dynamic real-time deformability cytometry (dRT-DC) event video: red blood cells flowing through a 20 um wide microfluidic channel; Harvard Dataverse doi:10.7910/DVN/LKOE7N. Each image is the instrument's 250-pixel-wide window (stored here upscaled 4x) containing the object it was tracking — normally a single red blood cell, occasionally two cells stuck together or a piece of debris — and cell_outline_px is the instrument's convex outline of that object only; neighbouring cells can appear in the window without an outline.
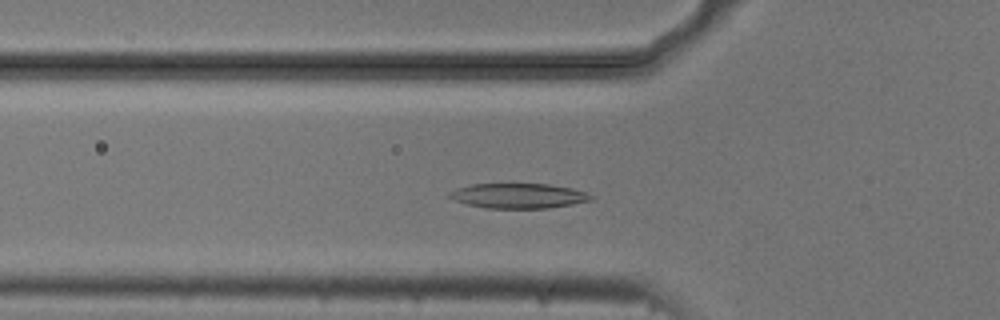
{"species": "common noctule bat (a hibernating species)", "species_latin": "Nyctalus noctula", "temperature_condition": "cold", "stored_images_in_passage": 39, "camera_frame_rate_fps": 3000, "um_per_image_px": 0.085, "animal": {"sex": "male", "body_mass_g": 20.5, "forearm_length_mm": 52.5}, "frame": {"image": 1, "passage_image": 3, "time_ms": 0.667, "image_size_px": [1000, 320], "cell_outline_px": [[596, 196], [592, 200], [572, 204], [548, 208], [488, 208], [468, 204], [456, 200], [448, 196], [448, 192], [456, 188], [472, 184], [548, 184], [572, 188]], "centroid_in_image_um": [44.09, 16.64], "position_along_channel_um": 81.7, "area_um2": 20.46}}
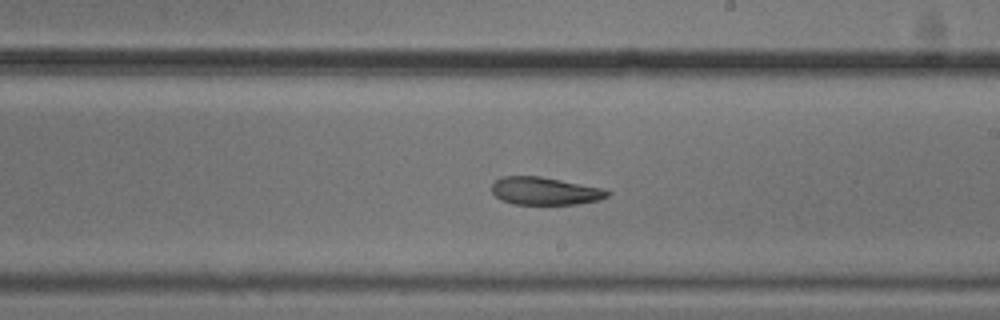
{"frame": {"image": 2, "passage_image": 16, "time_ms": 5.0, "image_size_px": [1000, 320], "cell_outline_px": [[612, 192], [608, 196], [600, 200], [576, 204], [512, 204], [500, 200], [492, 192], [492, 184], [500, 176], [540, 176], [608, 188]], "centroid_in_image_um": [46.37, 16.23], "position_along_channel_um": 242.6, "area_um2": 19.07}}
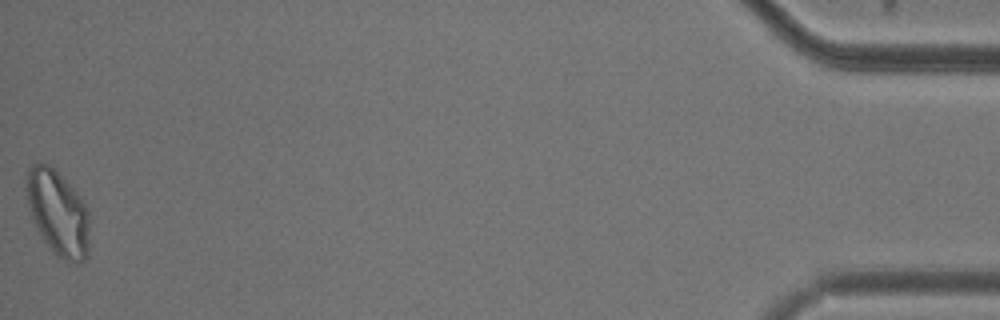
{"frame": {"image": 3, "passage_image": 39, "time_ms": 12.667, "image_size_px": [1000, 320], "cell_outline_px": [[88, 256], [80, 264], [68, 264], [56, 256], [40, 236], [32, 220], [24, 188], [28, 168], [32, 164], [40, 160], [48, 164], [76, 192], [84, 204], [88, 212]], "centroid_in_image_um": [4.88, 18.13], "position_along_channel_um": 430.3, "area_um2": 31.73}, "authors_computed_cell_mechanics": {"area_um2": 20.6924, "velocity_mm_per_s": 3.6962, "shape_relaxation_time_tau1_ms": null, "shape_relaxation_time_tau2_ms": 6.5278, "deformation_change_tau1": null, "deformation_change_tau2": 0.14}}